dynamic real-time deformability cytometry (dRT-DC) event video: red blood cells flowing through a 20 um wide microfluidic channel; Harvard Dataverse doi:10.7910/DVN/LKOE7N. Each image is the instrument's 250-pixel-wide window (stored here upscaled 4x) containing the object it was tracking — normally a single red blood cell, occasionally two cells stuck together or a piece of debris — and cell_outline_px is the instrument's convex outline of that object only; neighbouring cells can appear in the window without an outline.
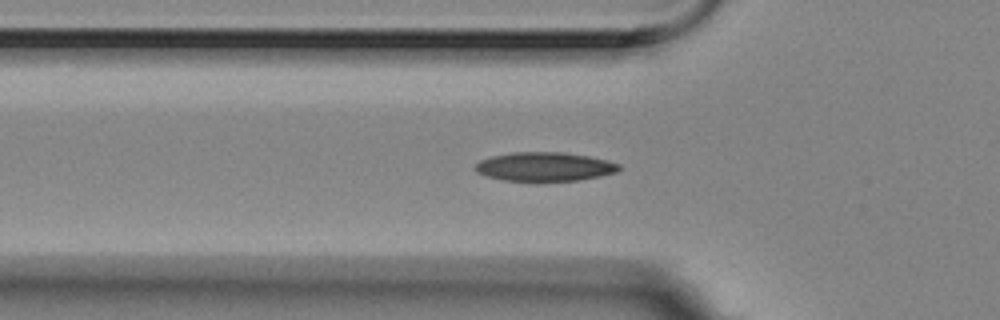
{"species": "Egyptian fruit bat (a non-hibernating species)", "species_latin": "Rousettus aegyptiacus", "temperature_condition": "room temperature", "stored_images_in_passage": 44, "camera_frame_rate_fps": 3000, "um_per_image_px": 0.085, "animal": {"sex": "female"}, "frame": {"image": 1, "passage_image": 5, "time_ms": 1.333, "image_size_px": [1000, 320], "cell_outline_px": [[620, 168], [616, 172], [600, 176], [576, 180], [504, 180], [484, 176], [476, 172], [472, 168], [480, 160], [492, 156], [512, 152], [564, 152], [588, 156], [608, 160], [620, 164]], "centroid_in_image_um": [46.26, 14.15], "position_along_channel_um": 79.5, "area_um2": 24.1}}
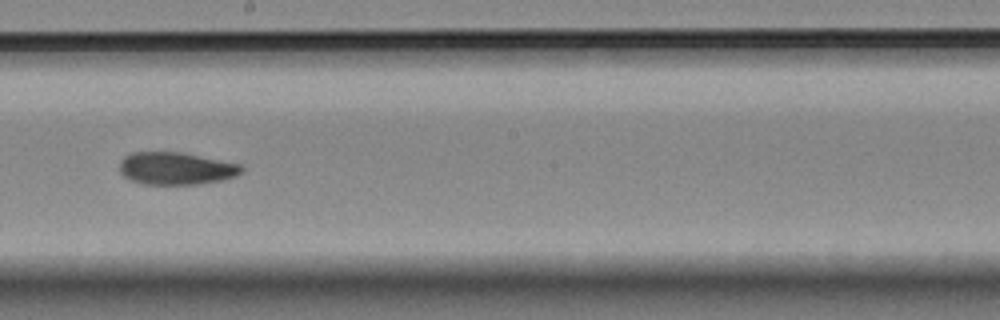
{"frame": {"image": 2, "passage_image": 18, "time_ms": 5.667, "image_size_px": [1000, 320], "cell_outline_px": [[244, 172], [236, 176], [224, 180], [200, 184], [144, 184], [132, 180], [124, 176], [120, 172], [120, 160], [124, 156], [132, 152], [180, 152], [244, 164]], "centroid_in_image_um": [15.02, 14.31], "position_along_channel_um": 233.2, "area_um2": 23.35}}
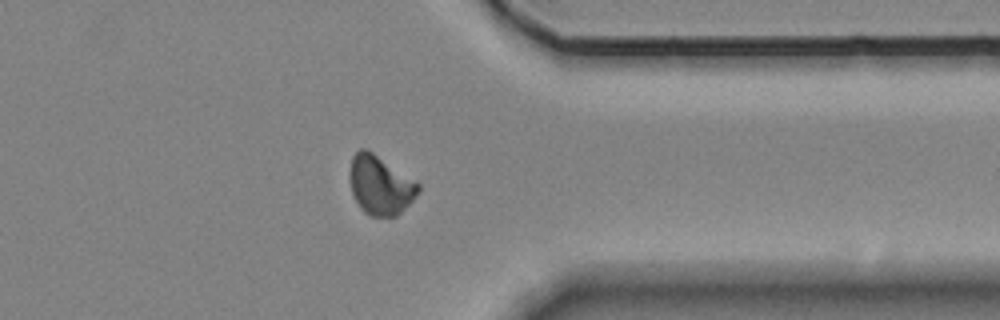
{"frame": {"image": 3, "passage_image": 31, "time_ms": 10.0, "image_size_px": [1000, 320], "cell_outline_px": [[420, 192], [396, 216], [372, 216], [364, 212], [360, 208], [352, 192], [352, 156], [360, 148], [364, 148], [372, 152], [416, 180], [420, 184]], "centroid_in_image_um": [32.37, 15.74], "position_along_channel_um": 379.0, "area_um2": 23.06}, "authors_computed_cell_mechanics": {"area_um2": 23.2356, "velocity_mm_per_s": 3.5223, "shape_relaxation_time_tau1_ms": 8.3009, "shape_relaxation_time_tau2_ms": 5.7863, "deformation_change_tau1": 0.1885, "deformation_change_tau2": 0.0919}}